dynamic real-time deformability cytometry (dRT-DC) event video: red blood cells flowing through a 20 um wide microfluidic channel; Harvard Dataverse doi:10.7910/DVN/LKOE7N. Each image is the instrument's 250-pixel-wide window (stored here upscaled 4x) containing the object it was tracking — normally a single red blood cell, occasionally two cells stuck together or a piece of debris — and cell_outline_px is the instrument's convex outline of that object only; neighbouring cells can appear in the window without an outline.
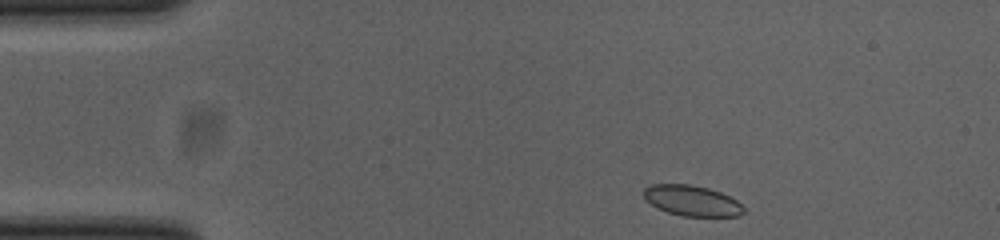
{"species": "common noctule bat (a hibernating species)", "species_latin": "Nyctalus noctula", "temperature_condition": "cold", "stored_images_in_passage": 46, "camera_frame_rate_fps": 3000, "um_per_image_px": 0.085, "animal": {"sex": "female", "body_mass_g": 23.0, "forearm_length_mm": 53.4}, "frame": {"image": 1, "passage_image": 1, "time_ms": 0.0, "image_size_px": [1000, 240], "cell_outline_px": [[744, 212], [740, 216], [684, 216], [668, 212], [656, 208], [644, 196], [644, 188], [652, 184], [688, 184], [708, 188], [720, 192], [736, 200], [744, 208]], "centroid_in_image_um": [58.82, 17.06], "position_along_channel_um": 26.2, "area_um2": 17.63}}
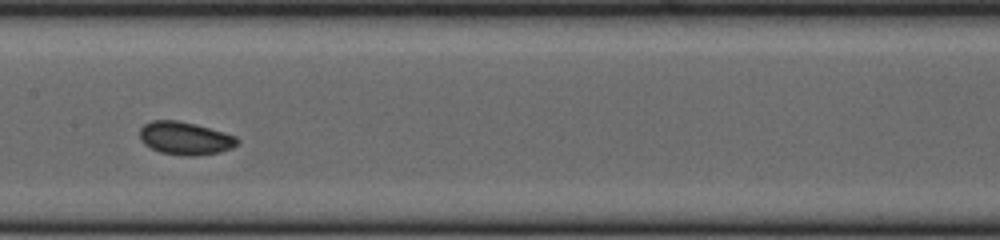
{"frame": {"image": 2, "passage_image": 19, "time_ms": 6.0, "image_size_px": [1000, 240], "cell_outline_px": [[240, 140], [232, 148], [220, 152], [196, 156], [184, 156], [160, 152], [144, 144], [140, 140], [140, 128], [144, 124], [152, 120], [176, 120], [196, 124], [236, 136]], "centroid_in_image_um": [15.73, 11.75], "position_along_channel_um": 191.7, "area_um2": 18.79}}
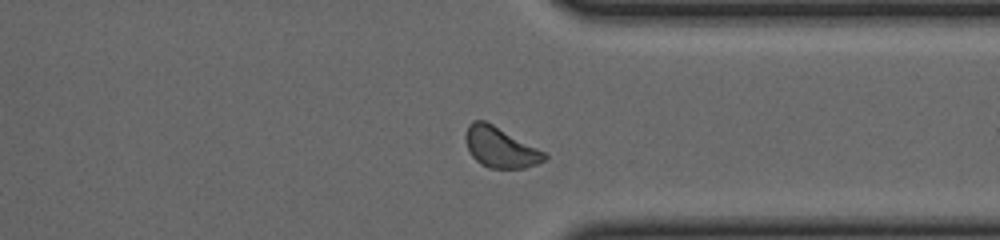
{"frame": {"image": 3, "passage_image": 33, "time_ms": 10.667, "image_size_px": [1000, 240], "cell_outline_px": [[548, 156], [544, 160], [536, 164], [524, 168], [488, 168], [480, 164], [472, 156], [468, 148], [464, 136], [468, 124], [472, 120], [484, 120], [492, 124], [544, 152]], "centroid_in_image_um": [42.48, 12.53], "position_along_channel_um": 368.9, "area_um2": 18.32}}